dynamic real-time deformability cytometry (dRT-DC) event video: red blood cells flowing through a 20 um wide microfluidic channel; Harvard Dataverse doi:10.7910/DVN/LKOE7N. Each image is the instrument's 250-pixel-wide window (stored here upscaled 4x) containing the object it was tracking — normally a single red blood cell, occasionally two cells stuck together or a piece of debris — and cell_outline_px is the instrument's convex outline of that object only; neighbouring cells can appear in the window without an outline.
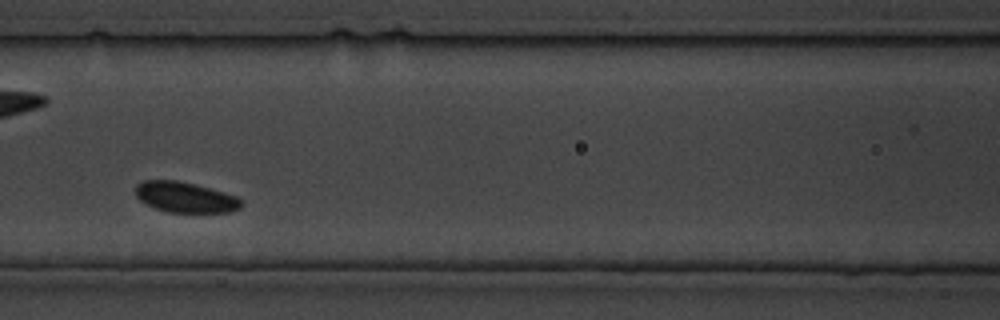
{"species": "common noctule bat (a hibernating species)", "species_latin": "Nyctalus noctula", "temperature_condition": "cold", "stored_images_in_passage": 18, "camera_frame_rate_fps": 3000, "um_per_image_px": 0.085, "animal": {"sex": "male", "body_mass_g": 19.5, "forearm_length_mm": 54.6}, "frame": {"image": 1, "passage_image": 8, "time_ms": 8.333, "image_size_px": [1000, 320], "cell_outline_px": [[240, 208], [232, 212], [168, 212], [144, 204], [136, 196], [136, 184], [144, 180], [176, 180], [212, 188], [236, 196], [240, 200]], "centroid_in_image_um": [15.72, 16.76], "position_along_channel_um": 150.9, "area_um2": 18.79}}